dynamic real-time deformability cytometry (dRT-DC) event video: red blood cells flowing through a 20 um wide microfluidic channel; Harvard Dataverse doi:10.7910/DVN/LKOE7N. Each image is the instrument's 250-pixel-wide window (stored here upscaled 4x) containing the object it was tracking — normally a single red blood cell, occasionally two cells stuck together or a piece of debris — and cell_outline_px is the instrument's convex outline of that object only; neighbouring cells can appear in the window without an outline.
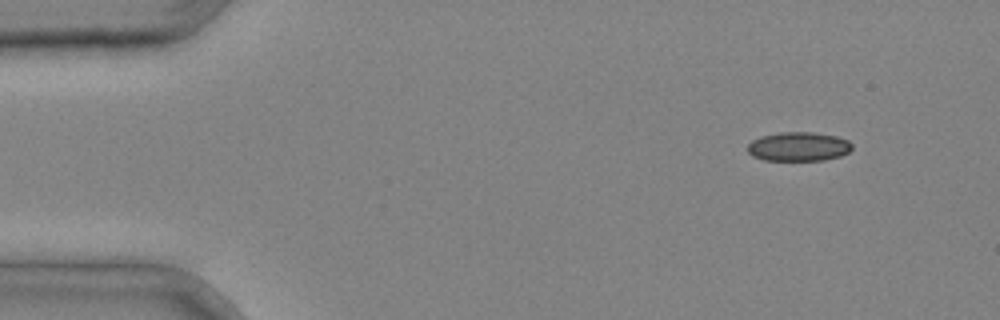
{"species": "common noctule bat (a hibernating species)", "species_latin": "Nyctalus noctula", "temperature_condition": "cold", "stored_images_in_passage": 3, "camera_frame_rate_fps": 3000, "um_per_image_px": 0.085, "animal": {"sex": "male", "body_mass_g": 20.4}, "frame": {"image": 1, "passage_image": 1, "time_ms": 0.0, "image_size_px": [1000, 320], "cell_outline_px": [[852, 148], [848, 152], [840, 156], [824, 160], [764, 160], [752, 156], [748, 152], [748, 144], [752, 140], [760, 136], [780, 132], [812, 132], [836, 136], [848, 140], [852, 144]], "centroid_in_image_um": [67.86, 12.45], "position_along_channel_um": 17.1, "area_um2": 17.74}}
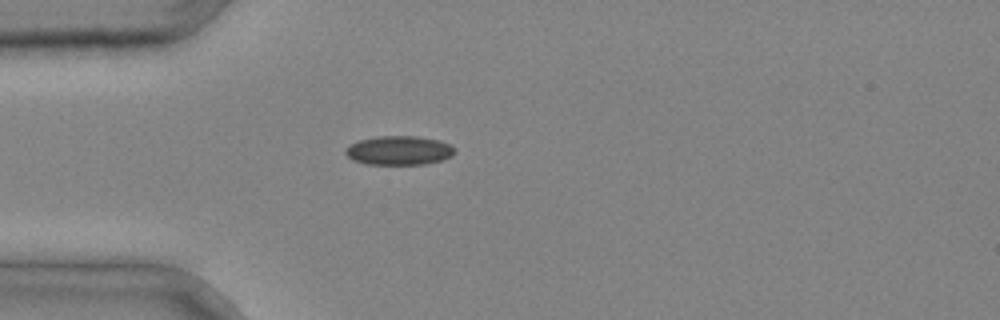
{"frame": {"image": 2, "passage_image": 3, "time_ms": 0.667, "image_size_px": [1000, 320], "cell_outline_px": [[456, 152], [452, 156], [444, 160], [424, 164], [368, 164], [352, 160], [344, 152], [352, 144], [360, 140], [376, 136], [416, 136], [440, 140], [452, 144], [456, 148]], "centroid_in_image_um": [34.0, 12.78], "position_along_channel_um": 51.0, "area_um2": 18.61}}